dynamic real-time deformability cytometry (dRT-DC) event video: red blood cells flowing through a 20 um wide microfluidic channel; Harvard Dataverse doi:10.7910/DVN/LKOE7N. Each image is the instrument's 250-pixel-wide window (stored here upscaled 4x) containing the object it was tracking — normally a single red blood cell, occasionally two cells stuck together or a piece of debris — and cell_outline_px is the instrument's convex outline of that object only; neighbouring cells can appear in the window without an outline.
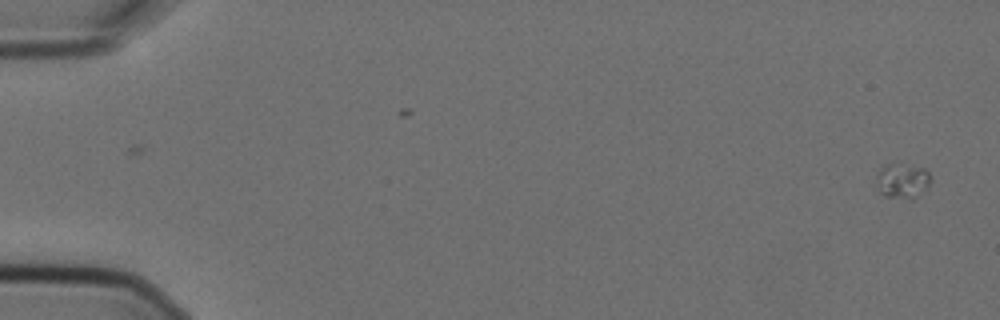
{"species": "Egyptian fruit bat (a non-hibernating species)", "species_latin": "Rousettus aegyptiacus", "temperature_condition": "cold", "stored_images_in_passage": 6, "segment_of_instrument_passage": [2, 2], "camera_frame_rate_fps": 3000, "um_per_image_px": 0.085, "animal": {"sex": "female"}, "frame": {"image": 1, "passage_image": 6, "time_ms": 1.667, "image_size_px": [1000, 320], "cell_outline_px": [[928, 184], [924, 188], [908, 200], [884, 196], [880, 192], [876, 184], [876, 176], [880, 168], [884, 164], [892, 164], [924, 168], [928, 172]], "centroid_in_image_um": [76.6, 15.37], "position_along_channel_um": 8.4, "area_um2": 10.64}}